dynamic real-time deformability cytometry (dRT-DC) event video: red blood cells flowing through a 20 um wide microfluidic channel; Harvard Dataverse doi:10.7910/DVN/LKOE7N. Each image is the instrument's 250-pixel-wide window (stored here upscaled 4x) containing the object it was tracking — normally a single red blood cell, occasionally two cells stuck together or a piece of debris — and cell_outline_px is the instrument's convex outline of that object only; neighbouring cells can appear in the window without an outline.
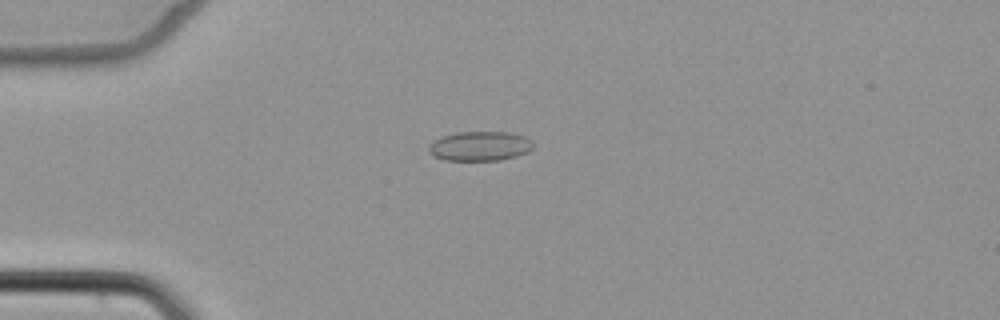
{"species": "common noctule bat (a hibernating species)", "species_latin": "Nyctalus noctula", "temperature_condition": "cold", "stored_images_in_passage": 6, "camera_frame_rate_fps": 3000, "um_per_image_px": 0.085, "animal": {"sex": "female", "body_mass_g": 22.7, "forearm_length_mm": 54.2}, "frame": {"image": 1, "passage_image": 4, "time_ms": 3.667, "image_size_px": [1000, 320], "cell_outline_px": [[532, 148], [528, 152], [516, 156], [500, 160], [444, 160], [432, 156], [428, 152], [428, 148], [432, 140], [440, 136], [456, 132], [508, 132], [524, 136], [532, 140]], "centroid_in_image_um": [40.74, 12.41], "position_along_channel_um": 44.3, "area_um2": 18.15}}
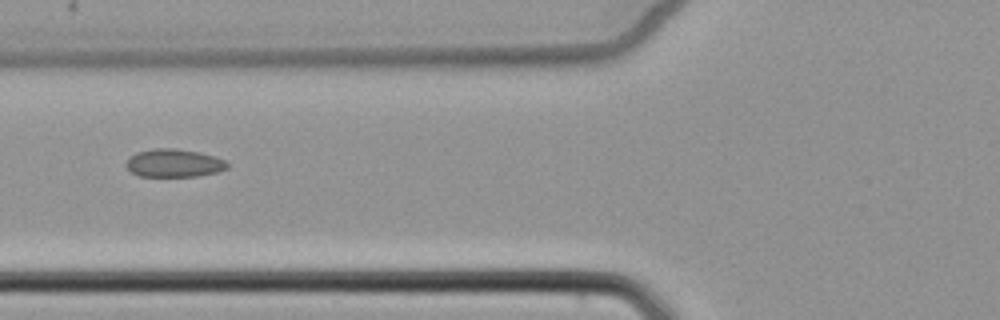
{"frame": {"image": 2, "passage_image": 6, "time_ms": 6.0, "image_size_px": [1000, 320], "cell_outline_px": [[228, 168], [220, 172], [200, 176], [140, 176], [132, 172], [124, 164], [136, 152], [152, 148], [176, 148], [200, 152], [216, 156], [224, 160], [228, 164]], "centroid_in_image_um": [14.83, 13.86], "position_along_channel_um": 111.0, "area_um2": 16.7}}